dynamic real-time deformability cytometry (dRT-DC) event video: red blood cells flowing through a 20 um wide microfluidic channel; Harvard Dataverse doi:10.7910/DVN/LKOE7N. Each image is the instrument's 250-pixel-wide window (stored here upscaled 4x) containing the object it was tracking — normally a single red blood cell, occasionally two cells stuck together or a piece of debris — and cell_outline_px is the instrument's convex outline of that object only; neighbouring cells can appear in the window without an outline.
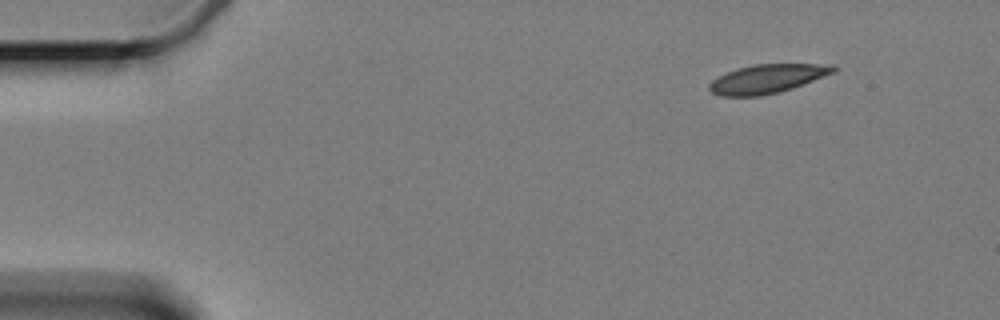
{"species": "Egyptian fruit bat (a non-hibernating species)", "species_latin": "Rousettus aegyptiacus", "temperature_condition": "cold", "stored_images_in_passage": 5, "camera_frame_rate_fps": 3000, "um_per_image_px": 0.085, "animal": {"sex": "female"}, "frame": {"image": 1, "passage_image": 5, "time_ms": 5.333, "image_size_px": [1000, 320], "cell_outline_px": [[840, 68], [836, 72], [792, 88], [760, 96], [720, 96], [712, 92], [708, 88], [708, 84], [712, 80], [736, 68], [752, 64], [836, 64]], "centroid_in_image_um": [65.26, 6.68], "position_along_channel_um": 19.7, "area_um2": 20.92}}